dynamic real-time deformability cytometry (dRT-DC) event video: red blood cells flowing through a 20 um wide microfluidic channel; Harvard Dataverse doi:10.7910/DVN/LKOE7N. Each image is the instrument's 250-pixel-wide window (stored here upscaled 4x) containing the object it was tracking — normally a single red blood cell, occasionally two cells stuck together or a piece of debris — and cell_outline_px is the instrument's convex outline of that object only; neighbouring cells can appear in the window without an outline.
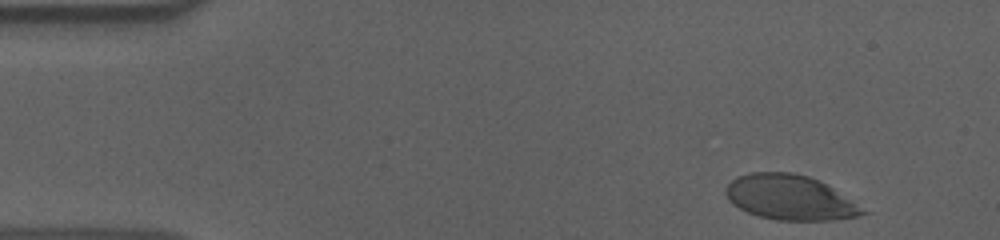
{"species": "human", "species_latin": "Homo sapiens", "temperature_condition": "cold", "stored_images_in_passage": 44, "camera_frame_rate_fps": 3000, "um_per_image_px": 0.085, "donor": {"sex": "male"}, "frame": {"image": 1, "passage_image": 1, "time_ms": 0.0, "image_size_px": [1000, 240], "cell_outline_px": [[872, 212], [856, 216], [832, 220], [776, 220], [760, 216], [748, 212], [732, 204], [728, 200], [724, 192], [724, 188], [736, 176], [752, 172], [792, 172], [808, 176], [832, 188]], "centroid_in_image_um": [67.13, 16.79], "position_along_channel_um": 17.9, "area_um2": 35.78}}
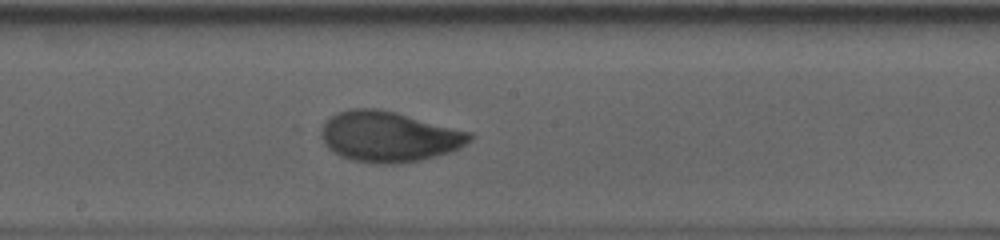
{"frame": {"image": 2, "passage_image": 26, "time_ms": 8.333, "image_size_px": [1000, 240], "cell_outline_px": [[476, 136], [472, 140], [460, 148], [452, 152], [420, 160], [396, 164], [376, 164], [352, 160], [340, 156], [332, 152], [324, 144], [320, 136], [320, 128], [336, 112], [352, 108], [376, 108], [396, 112], [472, 132]], "centroid_in_image_um": [33.07, 11.62], "position_along_channel_um": 215.1, "area_um2": 44.22}}
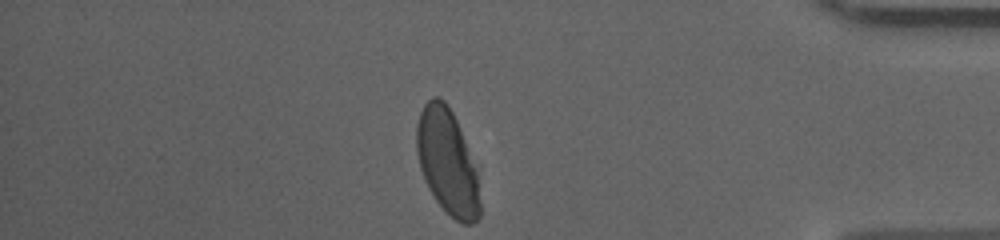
{"frame": {"image": 3, "passage_image": 44, "time_ms": 14.333, "image_size_px": [1000, 240], "cell_outline_px": [[480, 216], [472, 224], [464, 224], [456, 220], [436, 200], [428, 188], [424, 180], [420, 168], [416, 152], [416, 124], [420, 112], [424, 104], [432, 96], [440, 96], [444, 100], [452, 112], [480, 168]], "centroid_in_image_um": [38.07, 13.74], "position_along_channel_um": 397.1, "area_um2": 39.88}, "authors_computed_cell_mechanics": {"area_um2": 41.4426, "velocity_mm_per_s": 3.5921, "shape_relaxation_time_tau1_ms": 4.4482, "shape_relaxation_time_tau2_ms": null, "deformation_change_tau1": 0.1575, "deformation_change_tau2": null}}